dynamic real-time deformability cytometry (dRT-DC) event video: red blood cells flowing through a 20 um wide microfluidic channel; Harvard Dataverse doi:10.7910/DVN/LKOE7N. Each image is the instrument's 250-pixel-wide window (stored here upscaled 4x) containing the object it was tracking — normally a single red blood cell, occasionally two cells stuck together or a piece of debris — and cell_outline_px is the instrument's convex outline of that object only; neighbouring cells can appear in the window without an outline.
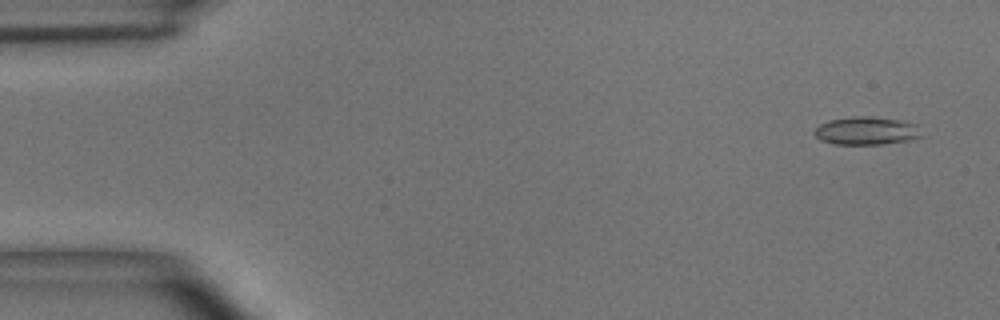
{"species": "common noctule bat (a hibernating species)", "species_latin": "Nyctalus noctula", "temperature_condition": "room temperature", "stored_images_in_passage": 6, "camera_frame_rate_fps": 3000, "um_per_image_px": 0.085, "animal": {"sex": "male", "body_mass_g": 15.6}, "frame": {"image": 1, "passage_image": 1, "time_ms": 0.0, "image_size_px": [1000, 320], "cell_outline_px": [[924, 136], [912, 140], [884, 144], [836, 144], [820, 140], [812, 132], [820, 124], [828, 120], [852, 116], [872, 116], [900, 120], [920, 124]], "centroid_in_image_um": [73.72, 11.11], "position_along_channel_um": 11.3, "area_um2": 17.98}}
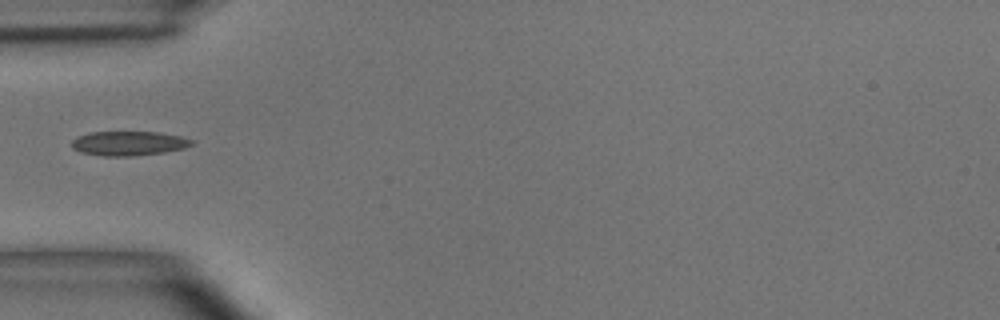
{"frame": {"image": 2, "passage_image": 5, "time_ms": 4.667, "image_size_px": [1000, 320], "cell_outline_px": [[196, 144], [184, 148], [164, 152], [132, 156], [104, 156], [80, 152], [72, 148], [72, 140], [76, 136], [88, 132], [160, 132], [180, 136], [196, 140]], "centroid_in_image_um": [10.96, 12.18], "position_along_channel_um": 74.0, "area_um2": 17.28}}
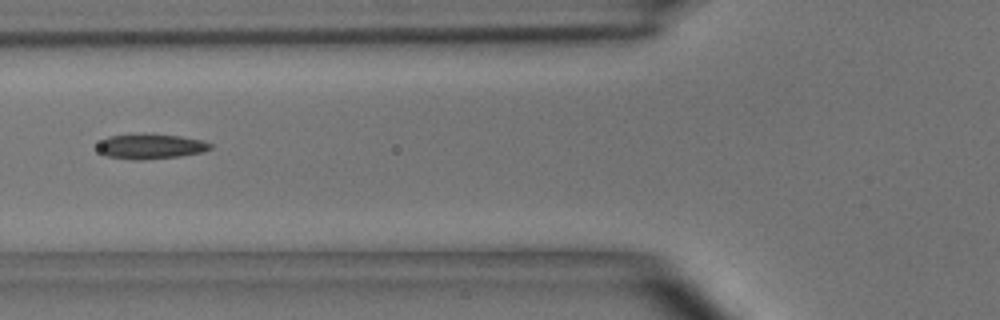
{"frame": {"image": 3, "passage_image": 6, "time_ms": 5.667, "image_size_px": [1000, 320], "cell_outline_px": [[212, 148], [200, 152], [180, 156], [144, 160], [132, 160], [104, 156], [96, 152], [96, 144], [108, 136], [128, 132], [180, 136], [204, 140], [212, 144]], "centroid_in_image_um": [12.69, 12.43], "position_along_channel_um": 113.1, "area_um2": 17.11}}